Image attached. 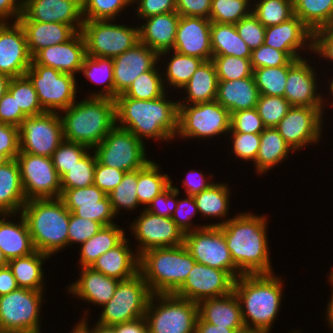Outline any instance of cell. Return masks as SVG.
Listing matches in <instances>:
<instances>
[{
  "instance_id": "1",
  "label": "cell",
  "mask_w": 333,
  "mask_h": 333,
  "mask_svg": "<svg viewBox=\"0 0 333 333\" xmlns=\"http://www.w3.org/2000/svg\"><path fill=\"white\" fill-rule=\"evenodd\" d=\"M220 222L208 226H218L224 233L231 257L242 274L273 273L266 217L246 212Z\"/></svg>"
},
{
  "instance_id": "2",
  "label": "cell",
  "mask_w": 333,
  "mask_h": 333,
  "mask_svg": "<svg viewBox=\"0 0 333 333\" xmlns=\"http://www.w3.org/2000/svg\"><path fill=\"white\" fill-rule=\"evenodd\" d=\"M165 95L153 100L117 96L115 98L116 125L129 130L142 142L146 137L161 141L176 138L179 104L178 101L166 99Z\"/></svg>"
},
{
  "instance_id": "3",
  "label": "cell",
  "mask_w": 333,
  "mask_h": 333,
  "mask_svg": "<svg viewBox=\"0 0 333 333\" xmlns=\"http://www.w3.org/2000/svg\"><path fill=\"white\" fill-rule=\"evenodd\" d=\"M273 274H243L233 285L244 325L262 333L272 328L283 296L282 281Z\"/></svg>"
},
{
  "instance_id": "4",
  "label": "cell",
  "mask_w": 333,
  "mask_h": 333,
  "mask_svg": "<svg viewBox=\"0 0 333 333\" xmlns=\"http://www.w3.org/2000/svg\"><path fill=\"white\" fill-rule=\"evenodd\" d=\"M64 140L94 149L116 125L115 99L89 97L62 110ZM64 115V116H63Z\"/></svg>"
},
{
  "instance_id": "5",
  "label": "cell",
  "mask_w": 333,
  "mask_h": 333,
  "mask_svg": "<svg viewBox=\"0 0 333 333\" xmlns=\"http://www.w3.org/2000/svg\"><path fill=\"white\" fill-rule=\"evenodd\" d=\"M21 214L35 250L52 256L68 246L70 211L60 198L27 200Z\"/></svg>"
},
{
  "instance_id": "6",
  "label": "cell",
  "mask_w": 333,
  "mask_h": 333,
  "mask_svg": "<svg viewBox=\"0 0 333 333\" xmlns=\"http://www.w3.org/2000/svg\"><path fill=\"white\" fill-rule=\"evenodd\" d=\"M195 263L184 244L152 248L139 255V273L152 294H173Z\"/></svg>"
},
{
  "instance_id": "7",
  "label": "cell",
  "mask_w": 333,
  "mask_h": 333,
  "mask_svg": "<svg viewBox=\"0 0 333 333\" xmlns=\"http://www.w3.org/2000/svg\"><path fill=\"white\" fill-rule=\"evenodd\" d=\"M144 317L148 333H195L198 305L174 294H152Z\"/></svg>"
},
{
  "instance_id": "8",
  "label": "cell",
  "mask_w": 333,
  "mask_h": 333,
  "mask_svg": "<svg viewBox=\"0 0 333 333\" xmlns=\"http://www.w3.org/2000/svg\"><path fill=\"white\" fill-rule=\"evenodd\" d=\"M152 293L140 273L120 280L114 295L107 302L97 323L113 326L145 316Z\"/></svg>"
},
{
  "instance_id": "9",
  "label": "cell",
  "mask_w": 333,
  "mask_h": 333,
  "mask_svg": "<svg viewBox=\"0 0 333 333\" xmlns=\"http://www.w3.org/2000/svg\"><path fill=\"white\" fill-rule=\"evenodd\" d=\"M115 20H84L81 33L86 55L113 58L139 42V27L114 24Z\"/></svg>"
},
{
  "instance_id": "10",
  "label": "cell",
  "mask_w": 333,
  "mask_h": 333,
  "mask_svg": "<svg viewBox=\"0 0 333 333\" xmlns=\"http://www.w3.org/2000/svg\"><path fill=\"white\" fill-rule=\"evenodd\" d=\"M25 75L35 88L39 102L46 112H61L76 101L78 84L74 75L36 64L33 60Z\"/></svg>"
},
{
  "instance_id": "11",
  "label": "cell",
  "mask_w": 333,
  "mask_h": 333,
  "mask_svg": "<svg viewBox=\"0 0 333 333\" xmlns=\"http://www.w3.org/2000/svg\"><path fill=\"white\" fill-rule=\"evenodd\" d=\"M144 145L129 130L115 125L92 151L100 164L128 172L139 170L150 161Z\"/></svg>"
},
{
  "instance_id": "12",
  "label": "cell",
  "mask_w": 333,
  "mask_h": 333,
  "mask_svg": "<svg viewBox=\"0 0 333 333\" xmlns=\"http://www.w3.org/2000/svg\"><path fill=\"white\" fill-rule=\"evenodd\" d=\"M231 114L216 100L199 104H179L178 137L209 138L230 130Z\"/></svg>"
},
{
  "instance_id": "13",
  "label": "cell",
  "mask_w": 333,
  "mask_h": 333,
  "mask_svg": "<svg viewBox=\"0 0 333 333\" xmlns=\"http://www.w3.org/2000/svg\"><path fill=\"white\" fill-rule=\"evenodd\" d=\"M42 292L18 288L0 296V330L40 332Z\"/></svg>"
},
{
  "instance_id": "14",
  "label": "cell",
  "mask_w": 333,
  "mask_h": 333,
  "mask_svg": "<svg viewBox=\"0 0 333 333\" xmlns=\"http://www.w3.org/2000/svg\"><path fill=\"white\" fill-rule=\"evenodd\" d=\"M184 246L197 263L225 270L235 280L243 275L237 269L224 233L218 226H206L186 233Z\"/></svg>"
},
{
  "instance_id": "15",
  "label": "cell",
  "mask_w": 333,
  "mask_h": 333,
  "mask_svg": "<svg viewBox=\"0 0 333 333\" xmlns=\"http://www.w3.org/2000/svg\"><path fill=\"white\" fill-rule=\"evenodd\" d=\"M20 153L50 157L64 141L59 112L25 117L19 127Z\"/></svg>"
},
{
  "instance_id": "16",
  "label": "cell",
  "mask_w": 333,
  "mask_h": 333,
  "mask_svg": "<svg viewBox=\"0 0 333 333\" xmlns=\"http://www.w3.org/2000/svg\"><path fill=\"white\" fill-rule=\"evenodd\" d=\"M16 160L26 200L60 198L61 178L50 157L19 153Z\"/></svg>"
},
{
  "instance_id": "17",
  "label": "cell",
  "mask_w": 333,
  "mask_h": 333,
  "mask_svg": "<svg viewBox=\"0 0 333 333\" xmlns=\"http://www.w3.org/2000/svg\"><path fill=\"white\" fill-rule=\"evenodd\" d=\"M324 108L291 106L275 127L293 152L319 142Z\"/></svg>"
},
{
  "instance_id": "18",
  "label": "cell",
  "mask_w": 333,
  "mask_h": 333,
  "mask_svg": "<svg viewBox=\"0 0 333 333\" xmlns=\"http://www.w3.org/2000/svg\"><path fill=\"white\" fill-rule=\"evenodd\" d=\"M234 281L227 271L196 262L185 282L173 294L198 303L207 298L230 294Z\"/></svg>"
},
{
  "instance_id": "19",
  "label": "cell",
  "mask_w": 333,
  "mask_h": 333,
  "mask_svg": "<svg viewBox=\"0 0 333 333\" xmlns=\"http://www.w3.org/2000/svg\"><path fill=\"white\" fill-rule=\"evenodd\" d=\"M130 229L139 242L137 254L162 247H175L184 244L185 234L169 217L157 216L143 209Z\"/></svg>"
},
{
  "instance_id": "20",
  "label": "cell",
  "mask_w": 333,
  "mask_h": 333,
  "mask_svg": "<svg viewBox=\"0 0 333 333\" xmlns=\"http://www.w3.org/2000/svg\"><path fill=\"white\" fill-rule=\"evenodd\" d=\"M60 199L74 215L96 221L102 226L114 224L116 216L108 195L97 186L62 189Z\"/></svg>"
},
{
  "instance_id": "21",
  "label": "cell",
  "mask_w": 333,
  "mask_h": 333,
  "mask_svg": "<svg viewBox=\"0 0 333 333\" xmlns=\"http://www.w3.org/2000/svg\"><path fill=\"white\" fill-rule=\"evenodd\" d=\"M12 22H0V73L11 78L25 75L32 61L23 26Z\"/></svg>"
},
{
  "instance_id": "22",
  "label": "cell",
  "mask_w": 333,
  "mask_h": 333,
  "mask_svg": "<svg viewBox=\"0 0 333 333\" xmlns=\"http://www.w3.org/2000/svg\"><path fill=\"white\" fill-rule=\"evenodd\" d=\"M18 21L64 23L81 31L84 23L81 0H27Z\"/></svg>"
},
{
  "instance_id": "23",
  "label": "cell",
  "mask_w": 333,
  "mask_h": 333,
  "mask_svg": "<svg viewBox=\"0 0 333 333\" xmlns=\"http://www.w3.org/2000/svg\"><path fill=\"white\" fill-rule=\"evenodd\" d=\"M113 59L114 99L123 94L142 73L150 71L159 55L140 41Z\"/></svg>"
},
{
  "instance_id": "24",
  "label": "cell",
  "mask_w": 333,
  "mask_h": 333,
  "mask_svg": "<svg viewBox=\"0 0 333 333\" xmlns=\"http://www.w3.org/2000/svg\"><path fill=\"white\" fill-rule=\"evenodd\" d=\"M210 27V19L180 16L173 50L204 61L212 60Z\"/></svg>"
},
{
  "instance_id": "25",
  "label": "cell",
  "mask_w": 333,
  "mask_h": 333,
  "mask_svg": "<svg viewBox=\"0 0 333 333\" xmlns=\"http://www.w3.org/2000/svg\"><path fill=\"white\" fill-rule=\"evenodd\" d=\"M313 69L305 58L298 59L289 68L284 98L291 106L325 107L324 97L316 93L317 75Z\"/></svg>"
},
{
  "instance_id": "26",
  "label": "cell",
  "mask_w": 333,
  "mask_h": 333,
  "mask_svg": "<svg viewBox=\"0 0 333 333\" xmlns=\"http://www.w3.org/2000/svg\"><path fill=\"white\" fill-rule=\"evenodd\" d=\"M86 44L81 31L70 40L39 50L32 60L36 64L52 67L62 73L75 75L80 71L86 57Z\"/></svg>"
},
{
  "instance_id": "27",
  "label": "cell",
  "mask_w": 333,
  "mask_h": 333,
  "mask_svg": "<svg viewBox=\"0 0 333 333\" xmlns=\"http://www.w3.org/2000/svg\"><path fill=\"white\" fill-rule=\"evenodd\" d=\"M308 40L311 42L307 44ZM312 40L313 32L295 15L281 24L265 28L264 44L283 51L290 59H301L299 50L304 46L312 51Z\"/></svg>"
},
{
  "instance_id": "28",
  "label": "cell",
  "mask_w": 333,
  "mask_h": 333,
  "mask_svg": "<svg viewBox=\"0 0 333 333\" xmlns=\"http://www.w3.org/2000/svg\"><path fill=\"white\" fill-rule=\"evenodd\" d=\"M179 19L177 11L145 18V24L139 27V41L153 49L161 59L174 48Z\"/></svg>"
},
{
  "instance_id": "29",
  "label": "cell",
  "mask_w": 333,
  "mask_h": 333,
  "mask_svg": "<svg viewBox=\"0 0 333 333\" xmlns=\"http://www.w3.org/2000/svg\"><path fill=\"white\" fill-rule=\"evenodd\" d=\"M198 316L210 324L231 329L244 327L241 305L232 291L230 294L207 298L197 303Z\"/></svg>"
},
{
  "instance_id": "30",
  "label": "cell",
  "mask_w": 333,
  "mask_h": 333,
  "mask_svg": "<svg viewBox=\"0 0 333 333\" xmlns=\"http://www.w3.org/2000/svg\"><path fill=\"white\" fill-rule=\"evenodd\" d=\"M120 280L110 278L92 267H82L80 278L68 288L69 293L95 305H105L111 300Z\"/></svg>"
},
{
  "instance_id": "31",
  "label": "cell",
  "mask_w": 333,
  "mask_h": 333,
  "mask_svg": "<svg viewBox=\"0 0 333 333\" xmlns=\"http://www.w3.org/2000/svg\"><path fill=\"white\" fill-rule=\"evenodd\" d=\"M125 238L115 248L102 254L91 266L94 270L117 280H126L139 273V255L131 251Z\"/></svg>"
},
{
  "instance_id": "32",
  "label": "cell",
  "mask_w": 333,
  "mask_h": 333,
  "mask_svg": "<svg viewBox=\"0 0 333 333\" xmlns=\"http://www.w3.org/2000/svg\"><path fill=\"white\" fill-rule=\"evenodd\" d=\"M260 92L254 77L236 80H218L216 101L230 114L245 109L256 108Z\"/></svg>"
},
{
  "instance_id": "33",
  "label": "cell",
  "mask_w": 333,
  "mask_h": 333,
  "mask_svg": "<svg viewBox=\"0 0 333 333\" xmlns=\"http://www.w3.org/2000/svg\"><path fill=\"white\" fill-rule=\"evenodd\" d=\"M23 26L27 48L33 57L39 50L70 40L77 31L70 25L53 22L19 21Z\"/></svg>"
},
{
  "instance_id": "34",
  "label": "cell",
  "mask_w": 333,
  "mask_h": 333,
  "mask_svg": "<svg viewBox=\"0 0 333 333\" xmlns=\"http://www.w3.org/2000/svg\"><path fill=\"white\" fill-rule=\"evenodd\" d=\"M20 215L19 223L15 224L6 220L12 214H0V249L8 261L35 251L26 220Z\"/></svg>"
},
{
  "instance_id": "35",
  "label": "cell",
  "mask_w": 333,
  "mask_h": 333,
  "mask_svg": "<svg viewBox=\"0 0 333 333\" xmlns=\"http://www.w3.org/2000/svg\"><path fill=\"white\" fill-rule=\"evenodd\" d=\"M19 165L16 159L0 166V214L21 213L26 203Z\"/></svg>"
},
{
  "instance_id": "36",
  "label": "cell",
  "mask_w": 333,
  "mask_h": 333,
  "mask_svg": "<svg viewBox=\"0 0 333 333\" xmlns=\"http://www.w3.org/2000/svg\"><path fill=\"white\" fill-rule=\"evenodd\" d=\"M186 93L185 102L178 104H199L216 100L218 77L212 60L204 61L191 79L182 87Z\"/></svg>"
},
{
  "instance_id": "37",
  "label": "cell",
  "mask_w": 333,
  "mask_h": 333,
  "mask_svg": "<svg viewBox=\"0 0 333 333\" xmlns=\"http://www.w3.org/2000/svg\"><path fill=\"white\" fill-rule=\"evenodd\" d=\"M50 256L35 250L33 253L9 260L8 267L11 269L19 288L44 291L42 271L43 261Z\"/></svg>"
},
{
  "instance_id": "38",
  "label": "cell",
  "mask_w": 333,
  "mask_h": 333,
  "mask_svg": "<svg viewBox=\"0 0 333 333\" xmlns=\"http://www.w3.org/2000/svg\"><path fill=\"white\" fill-rule=\"evenodd\" d=\"M211 49L213 56H235L251 59L252 50L239 36L235 24L211 22Z\"/></svg>"
},
{
  "instance_id": "39",
  "label": "cell",
  "mask_w": 333,
  "mask_h": 333,
  "mask_svg": "<svg viewBox=\"0 0 333 333\" xmlns=\"http://www.w3.org/2000/svg\"><path fill=\"white\" fill-rule=\"evenodd\" d=\"M293 151L275 127L265 128L260 133L259 152L254 162L257 173H265L288 157Z\"/></svg>"
},
{
  "instance_id": "40",
  "label": "cell",
  "mask_w": 333,
  "mask_h": 333,
  "mask_svg": "<svg viewBox=\"0 0 333 333\" xmlns=\"http://www.w3.org/2000/svg\"><path fill=\"white\" fill-rule=\"evenodd\" d=\"M125 232L117 224L102 226L89 240L81 244L79 263L82 267H91L102 254L115 248L125 239Z\"/></svg>"
},
{
  "instance_id": "41",
  "label": "cell",
  "mask_w": 333,
  "mask_h": 333,
  "mask_svg": "<svg viewBox=\"0 0 333 333\" xmlns=\"http://www.w3.org/2000/svg\"><path fill=\"white\" fill-rule=\"evenodd\" d=\"M293 10L312 32L333 25V0H293Z\"/></svg>"
},
{
  "instance_id": "42",
  "label": "cell",
  "mask_w": 333,
  "mask_h": 333,
  "mask_svg": "<svg viewBox=\"0 0 333 333\" xmlns=\"http://www.w3.org/2000/svg\"><path fill=\"white\" fill-rule=\"evenodd\" d=\"M80 72L92 83L104 84L99 92L92 93L90 97H109L114 99V78H113V59L107 57H96L87 55L84 58Z\"/></svg>"
},
{
  "instance_id": "43",
  "label": "cell",
  "mask_w": 333,
  "mask_h": 333,
  "mask_svg": "<svg viewBox=\"0 0 333 333\" xmlns=\"http://www.w3.org/2000/svg\"><path fill=\"white\" fill-rule=\"evenodd\" d=\"M159 170V165L152 160L138 170L136 193L140 205L148 206L158 194L171 184L168 174H161Z\"/></svg>"
},
{
  "instance_id": "44",
  "label": "cell",
  "mask_w": 333,
  "mask_h": 333,
  "mask_svg": "<svg viewBox=\"0 0 333 333\" xmlns=\"http://www.w3.org/2000/svg\"><path fill=\"white\" fill-rule=\"evenodd\" d=\"M193 197L201 216L225 218L229 212L230 192L226 184L213 183Z\"/></svg>"
},
{
  "instance_id": "45",
  "label": "cell",
  "mask_w": 333,
  "mask_h": 333,
  "mask_svg": "<svg viewBox=\"0 0 333 333\" xmlns=\"http://www.w3.org/2000/svg\"><path fill=\"white\" fill-rule=\"evenodd\" d=\"M297 60L291 59L284 66L254 69L253 77L260 94L284 97L288 70Z\"/></svg>"
},
{
  "instance_id": "46",
  "label": "cell",
  "mask_w": 333,
  "mask_h": 333,
  "mask_svg": "<svg viewBox=\"0 0 333 333\" xmlns=\"http://www.w3.org/2000/svg\"><path fill=\"white\" fill-rule=\"evenodd\" d=\"M172 52L173 56L166 66V76H163L164 74L161 72L162 77H164L163 84L165 85L167 82V84L169 83L168 86H173V89L180 88L183 90L182 87L191 79L204 60L194 56L183 55L176 51Z\"/></svg>"
},
{
  "instance_id": "47",
  "label": "cell",
  "mask_w": 333,
  "mask_h": 333,
  "mask_svg": "<svg viewBox=\"0 0 333 333\" xmlns=\"http://www.w3.org/2000/svg\"><path fill=\"white\" fill-rule=\"evenodd\" d=\"M155 65L150 71L140 74L128 87L118 96H127L138 100H153L160 98L166 93L159 68Z\"/></svg>"
},
{
  "instance_id": "48",
  "label": "cell",
  "mask_w": 333,
  "mask_h": 333,
  "mask_svg": "<svg viewBox=\"0 0 333 333\" xmlns=\"http://www.w3.org/2000/svg\"><path fill=\"white\" fill-rule=\"evenodd\" d=\"M8 91L27 117L46 112L39 102L35 88L26 75L11 78Z\"/></svg>"
},
{
  "instance_id": "49",
  "label": "cell",
  "mask_w": 333,
  "mask_h": 333,
  "mask_svg": "<svg viewBox=\"0 0 333 333\" xmlns=\"http://www.w3.org/2000/svg\"><path fill=\"white\" fill-rule=\"evenodd\" d=\"M252 14L266 28L281 24L294 16L293 0H259Z\"/></svg>"
},
{
  "instance_id": "50",
  "label": "cell",
  "mask_w": 333,
  "mask_h": 333,
  "mask_svg": "<svg viewBox=\"0 0 333 333\" xmlns=\"http://www.w3.org/2000/svg\"><path fill=\"white\" fill-rule=\"evenodd\" d=\"M137 182L138 170L125 172L121 183L107 194L115 215L119 213V209L131 211L139 207Z\"/></svg>"
},
{
  "instance_id": "51",
  "label": "cell",
  "mask_w": 333,
  "mask_h": 333,
  "mask_svg": "<svg viewBox=\"0 0 333 333\" xmlns=\"http://www.w3.org/2000/svg\"><path fill=\"white\" fill-rule=\"evenodd\" d=\"M249 2V0H212L209 19L220 24H236L251 13Z\"/></svg>"
},
{
  "instance_id": "52",
  "label": "cell",
  "mask_w": 333,
  "mask_h": 333,
  "mask_svg": "<svg viewBox=\"0 0 333 333\" xmlns=\"http://www.w3.org/2000/svg\"><path fill=\"white\" fill-rule=\"evenodd\" d=\"M96 163L95 153L92 155L88 152L61 177V188L75 189L93 185Z\"/></svg>"
},
{
  "instance_id": "53",
  "label": "cell",
  "mask_w": 333,
  "mask_h": 333,
  "mask_svg": "<svg viewBox=\"0 0 333 333\" xmlns=\"http://www.w3.org/2000/svg\"><path fill=\"white\" fill-rule=\"evenodd\" d=\"M218 80H236L253 76L250 59L235 56H213Z\"/></svg>"
},
{
  "instance_id": "54",
  "label": "cell",
  "mask_w": 333,
  "mask_h": 333,
  "mask_svg": "<svg viewBox=\"0 0 333 333\" xmlns=\"http://www.w3.org/2000/svg\"><path fill=\"white\" fill-rule=\"evenodd\" d=\"M84 20H115L132 0H81Z\"/></svg>"
},
{
  "instance_id": "55",
  "label": "cell",
  "mask_w": 333,
  "mask_h": 333,
  "mask_svg": "<svg viewBox=\"0 0 333 333\" xmlns=\"http://www.w3.org/2000/svg\"><path fill=\"white\" fill-rule=\"evenodd\" d=\"M290 108L291 104L284 97L262 94H260L256 105L258 114L266 128L276 127Z\"/></svg>"
},
{
  "instance_id": "56",
  "label": "cell",
  "mask_w": 333,
  "mask_h": 333,
  "mask_svg": "<svg viewBox=\"0 0 333 333\" xmlns=\"http://www.w3.org/2000/svg\"><path fill=\"white\" fill-rule=\"evenodd\" d=\"M90 150L88 147L64 140L51 156L54 168L60 178Z\"/></svg>"
},
{
  "instance_id": "57",
  "label": "cell",
  "mask_w": 333,
  "mask_h": 333,
  "mask_svg": "<svg viewBox=\"0 0 333 333\" xmlns=\"http://www.w3.org/2000/svg\"><path fill=\"white\" fill-rule=\"evenodd\" d=\"M239 36L244 40L251 50L264 44L265 27L252 14L242 18L235 24Z\"/></svg>"
},
{
  "instance_id": "58",
  "label": "cell",
  "mask_w": 333,
  "mask_h": 333,
  "mask_svg": "<svg viewBox=\"0 0 333 333\" xmlns=\"http://www.w3.org/2000/svg\"><path fill=\"white\" fill-rule=\"evenodd\" d=\"M232 134L233 153L240 159L256 161L260 147V133H242L229 130Z\"/></svg>"
},
{
  "instance_id": "59",
  "label": "cell",
  "mask_w": 333,
  "mask_h": 333,
  "mask_svg": "<svg viewBox=\"0 0 333 333\" xmlns=\"http://www.w3.org/2000/svg\"><path fill=\"white\" fill-rule=\"evenodd\" d=\"M102 225L88 218H81L70 212L68 227V245L72 243L83 244L95 235Z\"/></svg>"
},
{
  "instance_id": "60",
  "label": "cell",
  "mask_w": 333,
  "mask_h": 333,
  "mask_svg": "<svg viewBox=\"0 0 333 333\" xmlns=\"http://www.w3.org/2000/svg\"><path fill=\"white\" fill-rule=\"evenodd\" d=\"M265 125L256 108L231 113L230 130L242 133H261Z\"/></svg>"
},
{
  "instance_id": "61",
  "label": "cell",
  "mask_w": 333,
  "mask_h": 333,
  "mask_svg": "<svg viewBox=\"0 0 333 333\" xmlns=\"http://www.w3.org/2000/svg\"><path fill=\"white\" fill-rule=\"evenodd\" d=\"M290 60L291 59L283 51L265 44L252 50L250 59L253 70L265 67L284 66Z\"/></svg>"
},
{
  "instance_id": "62",
  "label": "cell",
  "mask_w": 333,
  "mask_h": 333,
  "mask_svg": "<svg viewBox=\"0 0 333 333\" xmlns=\"http://www.w3.org/2000/svg\"><path fill=\"white\" fill-rule=\"evenodd\" d=\"M179 190L171 184L160 194H158L145 208L149 213L157 216L169 217L173 215L177 207V196L179 195Z\"/></svg>"
},
{
  "instance_id": "63",
  "label": "cell",
  "mask_w": 333,
  "mask_h": 333,
  "mask_svg": "<svg viewBox=\"0 0 333 333\" xmlns=\"http://www.w3.org/2000/svg\"><path fill=\"white\" fill-rule=\"evenodd\" d=\"M186 197L187 199H181L179 201L177 200V207L171 216L172 220L177 224V226L183 231L184 234L208 226V224L202 226L200 225L193 227L192 229L191 218L194 217L199 211L198 207L196 206L194 197L191 195H187Z\"/></svg>"
},
{
  "instance_id": "64",
  "label": "cell",
  "mask_w": 333,
  "mask_h": 333,
  "mask_svg": "<svg viewBox=\"0 0 333 333\" xmlns=\"http://www.w3.org/2000/svg\"><path fill=\"white\" fill-rule=\"evenodd\" d=\"M124 174V171L105 166L97 161L93 185L108 194L121 183Z\"/></svg>"
},
{
  "instance_id": "65",
  "label": "cell",
  "mask_w": 333,
  "mask_h": 333,
  "mask_svg": "<svg viewBox=\"0 0 333 333\" xmlns=\"http://www.w3.org/2000/svg\"><path fill=\"white\" fill-rule=\"evenodd\" d=\"M0 153L9 160L16 159L20 153L19 128L0 123Z\"/></svg>"
},
{
  "instance_id": "66",
  "label": "cell",
  "mask_w": 333,
  "mask_h": 333,
  "mask_svg": "<svg viewBox=\"0 0 333 333\" xmlns=\"http://www.w3.org/2000/svg\"><path fill=\"white\" fill-rule=\"evenodd\" d=\"M25 117L27 116L17 106L15 98L7 91L0 100V123L19 128Z\"/></svg>"
},
{
  "instance_id": "67",
  "label": "cell",
  "mask_w": 333,
  "mask_h": 333,
  "mask_svg": "<svg viewBox=\"0 0 333 333\" xmlns=\"http://www.w3.org/2000/svg\"><path fill=\"white\" fill-rule=\"evenodd\" d=\"M139 4L136 10L138 18H148L153 15L176 11V0H132ZM139 1V2H138Z\"/></svg>"
},
{
  "instance_id": "68",
  "label": "cell",
  "mask_w": 333,
  "mask_h": 333,
  "mask_svg": "<svg viewBox=\"0 0 333 333\" xmlns=\"http://www.w3.org/2000/svg\"><path fill=\"white\" fill-rule=\"evenodd\" d=\"M312 52L333 61V25L317 29L313 32Z\"/></svg>"
},
{
  "instance_id": "69",
  "label": "cell",
  "mask_w": 333,
  "mask_h": 333,
  "mask_svg": "<svg viewBox=\"0 0 333 333\" xmlns=\"http://www.w3.org/2000/svg\"><path fill=\"white\" fill-rule=\"evenodd\" d=\"M212 0H176L180 16H195L209 19Z\"/></svg>"
},
{
  "instance_id": "70",
  "label": "cell",
  "mask_w": 333,
  "mask_h": 333,
  "mask_svg": "<svg viewBox=\"0 0 333 333\" xmlns=\"http://www.w3.org/2000/svg\"><path fill=\"white\" fill-rule=\"evenodd\" d=\"M186 178L185 181L183 180V186L185 187L186 194L191 196L208 189L214 183L207 181L202 172L200 173L192 169L187 173Z\"/></svg>"
},
{
  "instance_id": "71",
  "label": "cell",
  "mask_w": 333,
  "mask_h": 333,
  "mask_svg": "<svg viewBox=\"0 0 333 333\" xmlns=\"http://www.w3.org/2000/svg\"><path fill=\"white\" fill-rule=\"evenodd\" d=\"M23 12V3L20 0H0V22H6L9 18L16 17L15 22L19 20ZM8 18V19H7Z\"/></svg>"
},
{
  "instance_id": "72",
  "label": "cell",
  "mask_w": 333,
  "mask_h": 333,
  "mask_svg": "<svg viewBox=\"0 0 333 333\" xmlns=\"http://www.w3.org/2000/svg\"><path fill=\"white\" fill-rule=\"evenodd\" d=\"M117 333H148L145 317L113 325Z\"/></svg>"
},
{
  "instance_id": "73",
  "label": "cell",
  "mask_w": 333,
  "mask_h": 333,
  "mask_svg": "<svg viewBox=\"0 0 333 333\" xmlns=\"http://www.w3.org/2000/svg\"><path fill=\"white\" fill-rule=\"evenodd\" d=\"M18 288L11 269L8 266L0 268V296L6 295Z\"/></svg>"
},
{
  "instance_id": "74",
  "label": "cell",
  "mask_w": 333,
  "mask_h": 333,
  "mask_svg": "<svg viewBox=\"0 0 333 333\" xmlns=\"http://www.w3.org/2000/svg\"><path fill=\"white\" fill-rule=\"evenodd\" d=\"M234 330L228 327H220L203 321L199 316L195 323V333H233Z\"/></svg>"
},
{
  "instance_id": "75",
  "label": "cell",
  "mask_w": 333,
  "mask_h": 333,
  "mask_svg": "<svg viewBox=\"0 0 333 333\" xmlns=\"http://www.w3.org/2000/svg\"><path fill=\"white\" fill-rule=\"evenodd\" d=\"M86 320L87 319L82 318L70 333H95V327L91 330V328L87 326L88 324L86 323L88 322Z\"/></svg>"
},
{
  "instance_id": "76",
  "label": "cell",
  "mask_w": 333,
  "mask_h": 333,
  "mask_svg": "<svg viewBox=\"0 0 333 333\" xmlns=\"http://www.w3.org/2000/svg\"><path fill=\"white\" fill-rule=\"evenodd\" d=\"M10 80V76L0 73V100L3 95L8 91Z\"/></svg>"
},
{
  "instance_id": "77",
  "label": "cell",
  "mask_w": 333,
  "mask_h": 333,
  "mask_svg": "<svg viewBox=\"0 0 333 333\" xmlns=\"http://www.w3.org/2000/svg\"><path fill=\"white\" fill-rule=\"evenodd\" d=\"M332 293V297L330 299V301L327 304V318L326 320L328 321V323L330 324L329 328H332L333 331V290L331 291Z\"/></svg>"
},
{
  "instance_id": "78",
  "label": "cell",
  "mask_w": 333,
  "mask_h": 333,
  "mask_svg": "<svg viewBox=\"0 0 333 333\" xmlns=\"http://www.w3.org/2000/svg\"><path fill=\"white\" fill-rule=\"evenodd\" d=\"M95 333H117V331L113 326L95 323Z\"/></svg>"
},
{
  "instance_id": "79",
  "label": "cell",
  "mask_w": 333,
  "mask_h": 333,
  "mask_svg": "<svg viewBox=\"0 0 333 333\" xmlns=\"http://www.w3.org/2000/svg\"><path fill=\"white\" fill-rule=\"evenodd\" d=\"M233 333H262L260 330L244 326L240 329L234 330Z\"/></svg>"
},
{
  "instance_id": "80",
  "label": "cell",
  "mask_w": 333,
  "mask_h": 333,
  "mask_svg": "<svg viewBox=\"0 0 333 333\" xmlns=\"http://www.w3.org/2000/svg\"><path fill=\"white\" fill-rule=\"evenodd\" d=\"M8 259L0 249V268L8 266Z\"/></svg>"
}]
</instances>
